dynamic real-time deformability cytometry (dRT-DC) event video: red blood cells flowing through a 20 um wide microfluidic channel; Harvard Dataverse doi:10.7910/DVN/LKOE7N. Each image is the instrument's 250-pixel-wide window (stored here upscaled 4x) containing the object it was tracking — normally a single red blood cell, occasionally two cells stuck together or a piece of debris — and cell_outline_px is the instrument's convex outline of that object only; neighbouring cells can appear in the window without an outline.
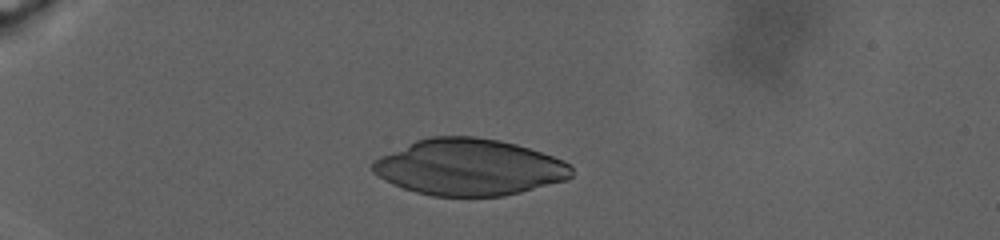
{"species": "human", "species_latin": "Homo sapiens", "temperature_condition": "warm", "stored_images_in_passage": 44, "camera_frame_rate_fps": 3000, "um_per_image_px": 0.085, "donor": {"sex": "male"}, "frame": {"image": 1, "passage_image": 1, "time_ms": 0.0, "image_size_px": [1000, 240], "cell_outline_px": [[572, 176], [568, 180], [504, 196], [432, 196], [416, 192], [392, 184], [384, 180], [372, 172], [372, 160], [380, 156], [416, 140], [432, 136], [472, 136], [500, 140], [516, 144], [564, 160], [572, 168]], "centroid_in_image_um": [39.86, 14.21], "position_along_channel_um": 45.1, "area_um2": 65.43}}
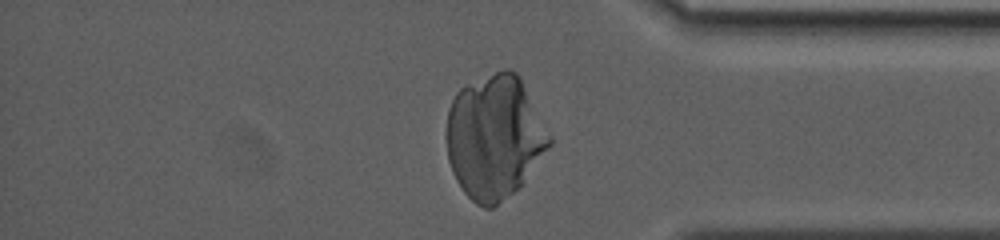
{"frame": {"image": 2, "passage_image": 42, "time_ms": 18.667, "image_size_px": [1000, 240], "cell_outline_px": [[552, 144], [520, 184], [512, 192], [492, 208], [484, 208], [476, 204], [464, 192], [456, 180], [452, 172], [448, 160], [448, 108], [456, 92], [464, 84], [504, 68], [508, 68], [516, 72], [520, 76], [552, 136]], "centroid_in_image_um": [42.04, 11.6], "position_along_channel_um": 393.2, "area_um2": 73.93}}